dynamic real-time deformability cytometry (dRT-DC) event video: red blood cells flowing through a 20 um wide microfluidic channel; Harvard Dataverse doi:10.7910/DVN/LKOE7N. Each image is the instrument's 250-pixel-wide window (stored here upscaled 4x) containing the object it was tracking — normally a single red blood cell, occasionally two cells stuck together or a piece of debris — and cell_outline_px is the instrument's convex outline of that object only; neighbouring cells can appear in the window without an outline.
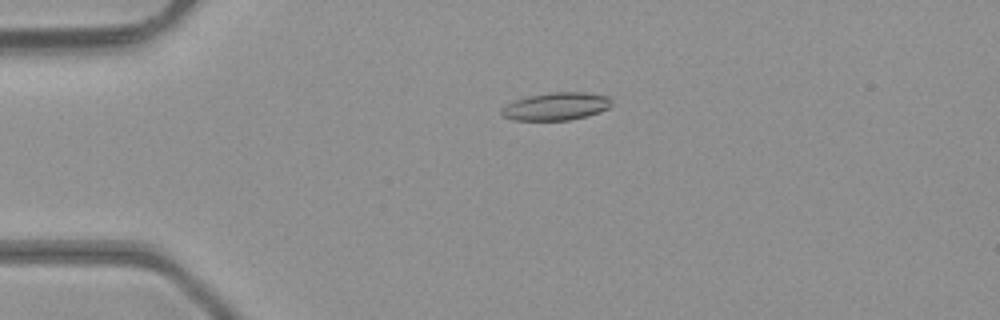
{"species": "common noctule bat (a hibernating species)", "species_latin": "Nyctalus noctula", "temperature_condition": "room temperature", "stored_images_in_passage": 4, "camera_frame_rate_fps": 3000, "um_per_image_px": 0.085, "animal": {"sex": "male", "body_mass_g": 23.1, "forearm_length_mm": 52.7}, "frame": {"image": 1, "passage_image": 3, "time_ms": 0.667, "image_size_px": [1000, 320], "cell_outline_px": [[612, 104], [608, 108], [584, 116], [568, 120], [512, 120], [500, 116], [500, 108], [516, 100], [528, 96], [552, 92], [584, 92], [612, 96]], "centroid_in_image_um": [47.25, 9.03], "position_along_channel_um": 37.8, "area_um2": 17.8}}